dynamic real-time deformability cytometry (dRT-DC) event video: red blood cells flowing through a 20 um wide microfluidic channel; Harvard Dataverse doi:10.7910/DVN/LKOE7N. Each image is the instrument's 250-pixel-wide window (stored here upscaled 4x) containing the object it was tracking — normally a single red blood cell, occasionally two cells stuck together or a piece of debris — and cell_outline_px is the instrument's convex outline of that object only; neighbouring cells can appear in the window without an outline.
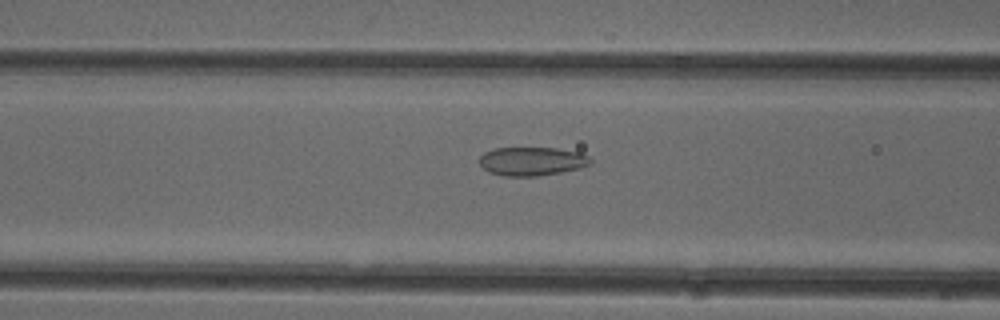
{"species": "common noctule bat (a hibernating species)", "species_latin": "Nyctalus noctula", "temperature_condition": "cold", "stored_images_in_passage": 33, "camera_frame_rate_fps": 3000, "um_per_image_px": 0.085, "animal": {"sex": "female"}, "frame": {"image": 1, "passage_image": 12, "time_ms": 3.667, "image_size_px": [1000, 320], "cell_outline_px": [[592, 164], [580, 168], [560, 172], [536, 176], [504, 176], [488, 172], [480, 164], [480, 156], [484, 152], [492, 148], [556, 148], [580, 152], [588, 156], [592, 160]], "centroid_in_image_um": [45.22, 13.7], "position_along_channel_um": 121.4, "area_um2": 18.61}}
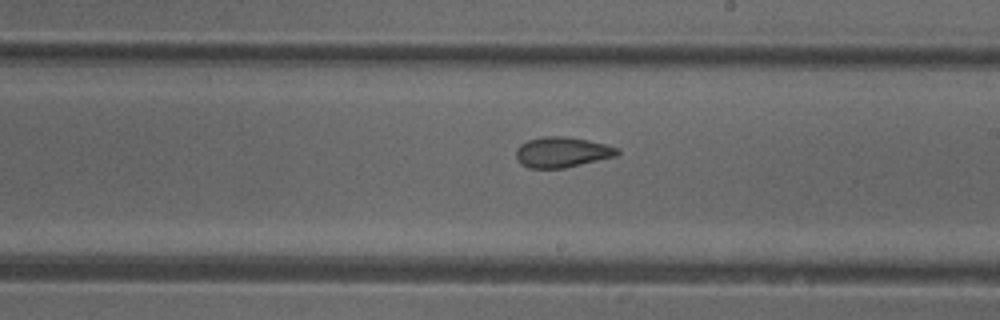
{"frame": {"image": 2, "passage_image": 21, "time_ms": 6.667, "image_size_px": [1000, 320], "cell_outline_px": [[620, 152], [616, 156], [564, 168], [528, 168], [520, 164], [516, 156], [516, 148], [520, 144], [528, 140], [544, 136], [568, 136], [588, 140], [604, 144], [616, 148]], "centroid_in_image_um": [47.73, 12.93], "position_along_channel_um": 241.3, "area_um2": 17.92}}
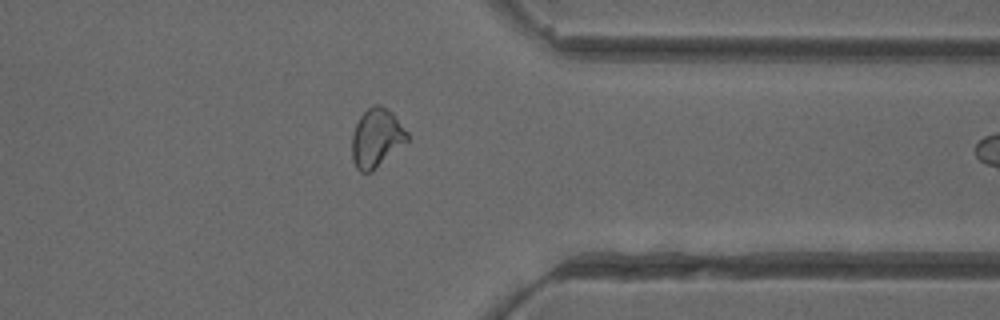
{"frame": {"image": 3, "passage_image": 32, "time_ms": 10.333, "image_size_px": [1000, 320], "cell_outline_px": [[408, 140], [372, 172], [360, 172], [356, 168], [352, 160], [352, 132], [360, 116], [372, 104], [380, 104], [392, 112], [408, 132]], "centroid_in_image_um": [31.99, 11.72], "position_along_channel_um": 379.4, "area_um2": 18.96}}